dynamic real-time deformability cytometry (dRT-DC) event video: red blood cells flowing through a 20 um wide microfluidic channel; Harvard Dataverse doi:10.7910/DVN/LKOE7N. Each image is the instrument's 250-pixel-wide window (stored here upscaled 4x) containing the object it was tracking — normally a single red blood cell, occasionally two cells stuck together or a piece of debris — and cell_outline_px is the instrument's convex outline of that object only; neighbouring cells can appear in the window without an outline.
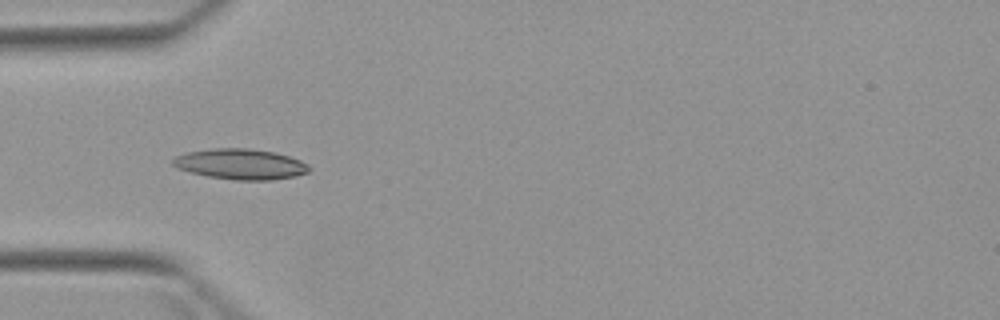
{"species": "Egyptian fruit bat (a non-hibernating species)", "species_latin": "Rousettus aegyptiacus", "temperature_condition": "warm", "stored_images_in_passage": 7, "camera_frame_rate_fps": 3000, "um_per_image_px": 0.085, "animal": {"sex": "female"}, "frame": {"image": 1, "passage_image": 4, "time_ms": 4.667, "image_size_px": [1000, 320], "cell_outline_px": [[308, 172], [296, 176], [272, 180], [236, 180], [208, 176], [176, 168], [172, 164], [172, 160], [176, 156], [188, 152], [212, 148], [248, 148], [276, 152], [300, 160], [308, 164]], "centroid_in_image_um": [20.45, 13.94], "position_along_channel_um": 64.6, "area_um2": 24.16}}
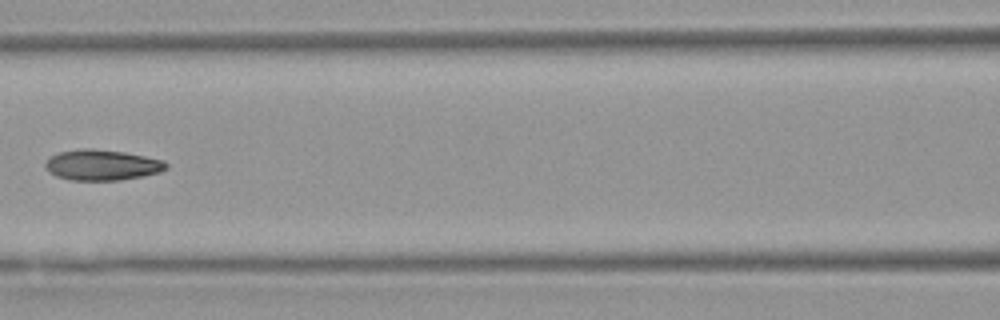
{"frame": {"image": 2, "passage_image": 6, "time_ms": 7.0, "image_size_px": [1000, 320], "cell_outline_px": [[168, 168], [160, 172], [120, 180], [72, 180], [56, 176], [48, 172], [44, 164], [52, 156], [60, 152], [84, 148], [92, 148], [124, 152], [164, 160], [168, 164]], "centroid_in_image_um": [8.68, 14.02], "position_along_channel_um": 157.9, "area_um2": 21.44}}
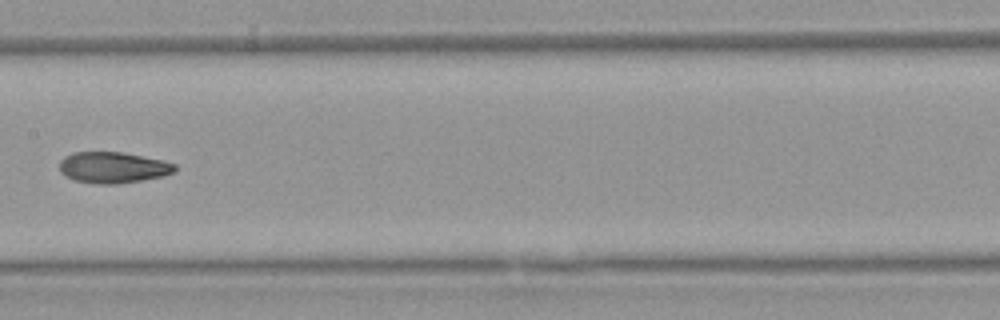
{"frame": {"image": 3, "passage_image": 7, "time_ms": 8.0, "image_size_px": [1000, 320], "cell_outline_px": [[176, 172], [164, 176], [116, 184], [100, 184], [76, 180], [64, 176], [60, 172], [60, 160], [64, 156], [72, 152], [124, 152], [164, 160], [176, 164]], "centroid_in_image_um": [9.62, 14.22], "position_along_channel_um": 197.8, "area_um2": 21.1}}